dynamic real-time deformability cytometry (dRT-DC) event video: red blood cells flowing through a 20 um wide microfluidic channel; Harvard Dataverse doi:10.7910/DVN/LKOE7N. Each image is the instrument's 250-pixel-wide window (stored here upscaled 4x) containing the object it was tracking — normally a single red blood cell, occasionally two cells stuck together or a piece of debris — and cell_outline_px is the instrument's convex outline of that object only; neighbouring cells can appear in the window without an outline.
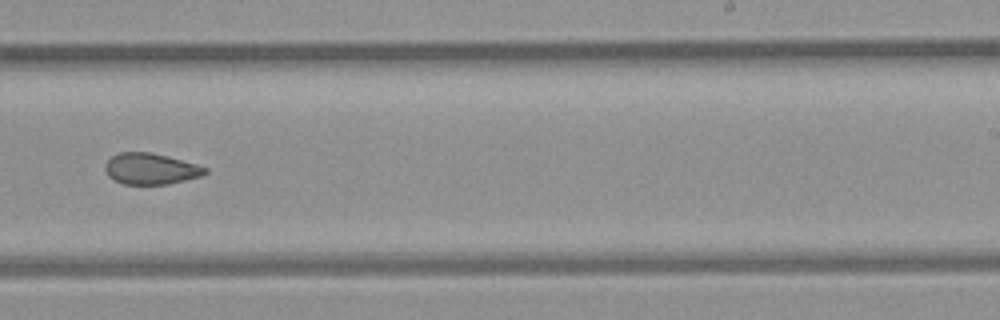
{"species": "common noctule bat (a hibernating species)", "species_latin": "Nyctalus noctula", "temperature_condition": "room temperature", "stored_images_in_passage": 8, "camera_frame_rate_fps": 3000, "um_per_image_px": 0.085, "animal": {"sex": "female", "body_mass_g": 21.9}, "frame": {"image": 1, "passage_image": 8, "time_ms": 8.0, "image_size_px": [1000, 320], "cell_outline_px": [[208, 172], [200, 176], [168, 184], [124, 184], [108, 176], [104, 168], [104, 164], [112, 156], [120, 152], [152, 152], [168, 156], [196, 164], [208, 168]], "centroid_in_image_um": [12.8, 14.34], "position_along_channel_um": 276.2, "area_um2": 18.09}}